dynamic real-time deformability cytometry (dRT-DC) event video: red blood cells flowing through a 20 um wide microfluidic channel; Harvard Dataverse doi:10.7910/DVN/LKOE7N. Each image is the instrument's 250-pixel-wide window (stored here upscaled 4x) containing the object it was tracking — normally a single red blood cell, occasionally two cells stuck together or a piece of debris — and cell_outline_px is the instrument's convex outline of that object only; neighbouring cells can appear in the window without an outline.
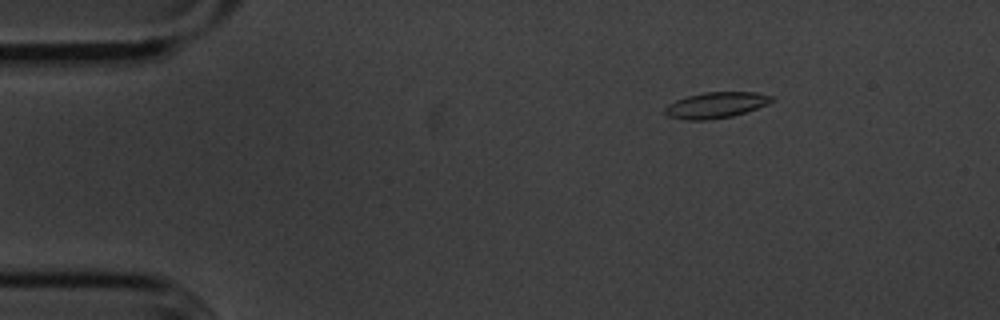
{"species": "common noctule bat (a hibernating species)", "species_latin": "Nyctalus noctula", "temperature_condition": "cold", "stored_images_in_passage": 50, "camera_frame_rate_fps": 3000, "um_per_image_px": 0.085, "animal": {"sex": "male", "body_mass_g": 20.1, "forearm_length_mm": 53.5}, "frame": {"image": 1, "passage_image": 3, "time_ms": 0.667, "image_size_px": [1000, 320], "cell_outline_px": [[776, 100], [768, 104], [732, 116], [708, 120], [684, 120], [668, 116], [664, 112], [664, 108], [668, 104], [676, 100], [688, 96], [704, 92], [756, 92], [772, 96]], "centroid_in_image_um": [60.85, 8.93], "position_along_channel_um": 24.2, "area_um2": 16.13}}
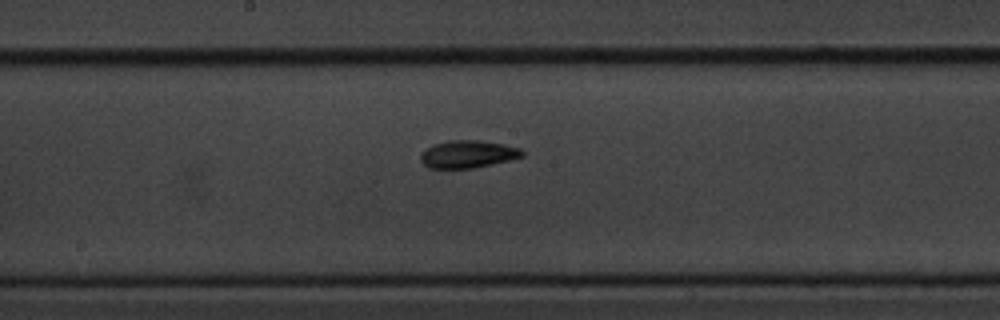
{"frame": {"image": 2, "passage_image": 24, "time_ms": 7.667, "image_size_px": [1000, 320], "cell_outline_px": [[524, 156], [492, 164], [472, 168], [428, 168], [420, 160], [420, 152], [432, 144], [452, 140], [480, 140], [504, 144], [520, 148], [524, 152]], "centroid_in_image_um": [39.74, 13.09], "position_along_channel_um": 208.5, "area_um2": 16.36}}
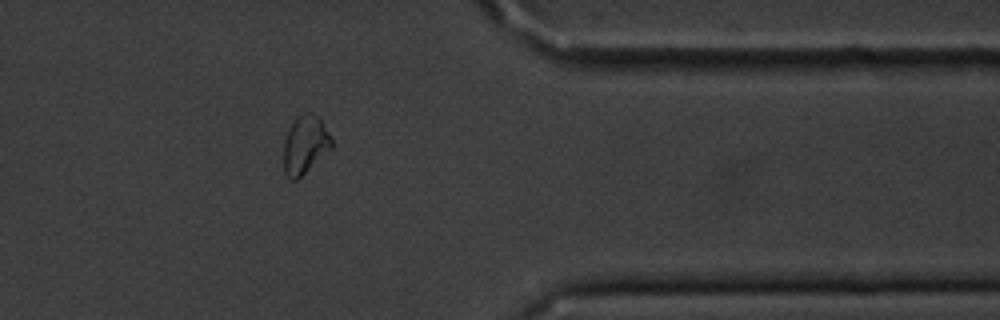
{"frame": {"image": 3, "passage_image": 40, "time_ms": 13.0, "image_size_px": [1000, 320], "cell_outline_px": [[332, 148], [296, 180], [288, 180], [284, 172], [284, 140], [292, 124], [304, 112], [312, 112], [320, 116], [332, 140]], "centroid_in_image_um": [25.94, 12.3], "position_along_channel_um": 385.5, "area_um2": 16.13}, "authors_computed_cell_mechanics": {"area_um2": 16.1551, "velocity_mm_per_s": 3.5905, "shape_relaxation_time_tau1_ms": 6.5736, "shape_relaxation_time_tau2_ms": null, "deformation_change_tau1": 0.1327, "deformation_change_tau2": null}}